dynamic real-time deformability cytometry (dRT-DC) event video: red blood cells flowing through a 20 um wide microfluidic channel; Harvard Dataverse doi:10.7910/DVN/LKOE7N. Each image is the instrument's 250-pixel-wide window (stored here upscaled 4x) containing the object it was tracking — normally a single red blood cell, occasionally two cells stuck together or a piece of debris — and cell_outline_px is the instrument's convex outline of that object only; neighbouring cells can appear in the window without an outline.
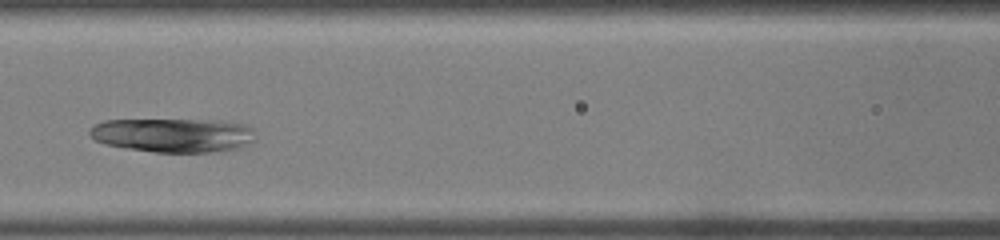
{"species": "common noctule bat (a hibernating species)", "species_latin": "Nyctalus noctula", "temperature_condition": "warm", "stored_images_in_passage": 14, "camera_frame_rate_fps": 3000, "um_per_image_px": 0.085, "animal": {"sex": "male", "body_mass_g": 19.0, "forearm_length_mm": 50.8}, "frame": {"image": 1, "passage_image": 10, "time_ms": 3.0, "image_size_px": [1000, 240], "cell_outline_px": [[256, 140], [236, 148], [208, 152], [152, 152], [124, 148], [108, 144], [96, 140], [88, 132], [96, 124], [104, 120], [220, 120], [248, 124], [252, 128]], "centroid_in_image_um": [14.76, 11.48], "position_along_channel_um": 151.8, "area_um2": 32.83}}
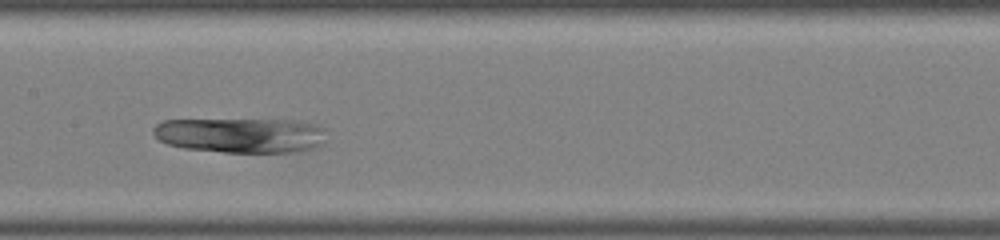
{"frame": {"image": 2, "passage_image": 12, "time_ms": 3.667, "image_size_px": [1000, 240], "cell_outline_px": [[324, 128], [320, 144], [316, 148], [296, 152], [224, 152], [184, 148], [168, 144], [160, 140], [152, 132], [152, 128], [156, 124], [164, 120], [296, 120], [316, 124]], "centroid_in_image_um": [20.44, 11.49], "position_along_channel_um": 187.0, "area_um2": 35.14}}
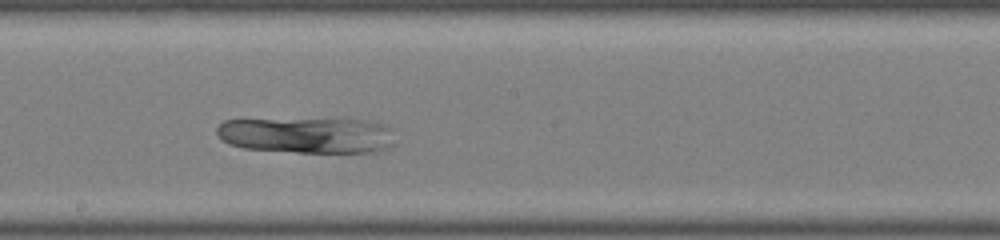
{"frame": {"image": 3, "passage_image": 14, "time_ms": 4.333, "image_size_px": [1000, 240], "cell_outline_px": [[396, 144], [380, 152], [296, 152], [244, 148], [228, 144], [216, 132], [216, 128], [224, 120], [344, 116], [348, 116], [368, 120], [396, 128]], "centroid_in_image_um": [26.26, 11.43], "position_along_channel_um": 221.9, "area_um2": 39.59}}